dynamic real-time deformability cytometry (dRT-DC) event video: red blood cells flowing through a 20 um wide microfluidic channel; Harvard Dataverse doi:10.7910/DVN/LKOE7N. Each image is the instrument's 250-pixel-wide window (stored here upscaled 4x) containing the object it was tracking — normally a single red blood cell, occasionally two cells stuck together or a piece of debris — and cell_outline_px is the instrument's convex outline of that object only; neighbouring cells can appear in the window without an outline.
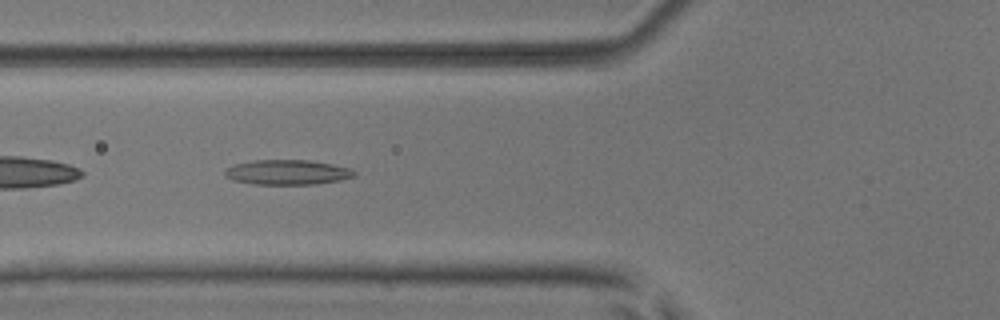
{"species": "common noctule bat (a hibernating species)", "species_latin": "Nyctalus noctula", "temperature_condition": "room temperature", "stored_images_in_passage": 8, "camera_frame_rate_fps": 3000, "um_per_image_px": 0.085, "animal": {"sex": "male", "body_mass_g": 17.9, "forearm_length_mm": 54.2}, "frame": {"image": 1, "passage_image": 5, "time_ms": 1.333, "image_size_px": [1000, 320], "cell_outline_px": [[356, 176], [340, 180], [312, 184], [252, 184], [232, 180], [224, 176], [224, 172], [228, 168], [236, 164], [256, 160], [308, 160], [332, 164], [348, 168], [356, 172]], "centroid_in_image_um": [24.42, 14.64], "position_along_channel_um": 101.4, "area_um2": 18.61}}
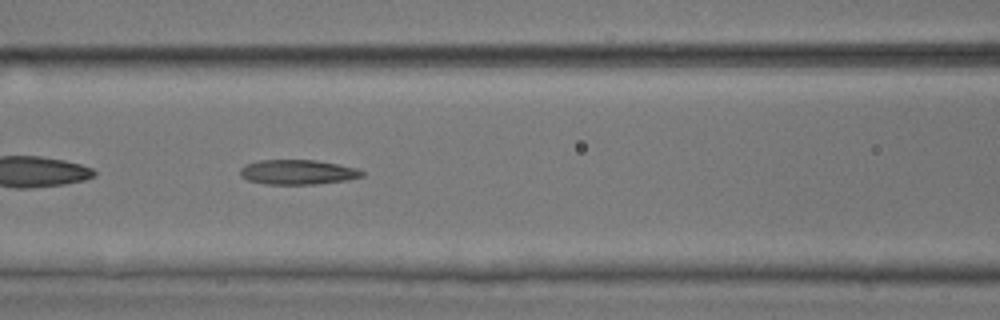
{"frame": {"image": 2, "passage_image": 6, "time_ms": 1.667, "image_size_px": [1000, 320], "cell_outline_px": [[364, 176], [348, 180], [316, 184], [264, 184], [248, 180], [240, 176], [240, 168], [244, 164], [256, 160], [316, 160], [356, 168], [364, 172]], "centroid_in_image_um": [25.27, 14.63], "position_along_channel_um": 141.3, "area_um2": 17.69}}
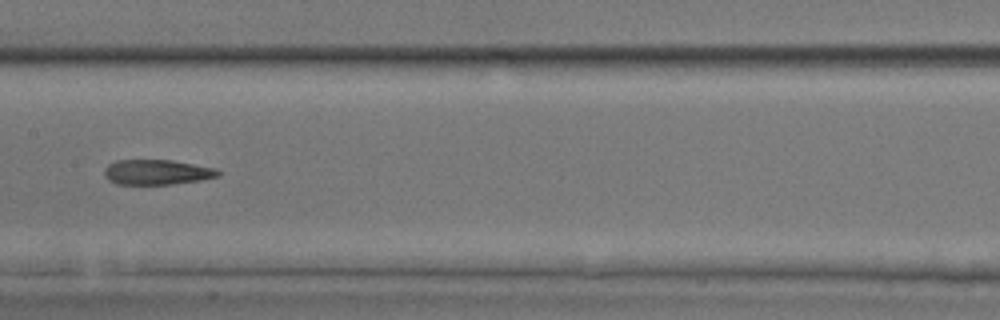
{"frame": {"image": 3, "passage_image": 7, "time_ms": 2.0, "image_size_px": [1000, 320], "cell_outline_px": [[220, 176], [200, 180], [168, 184], [116, 184], [108, 180], [104, 176], [104, 168], [108, 164], [116, 160], [172, 160], [216, 168], [220, 172]], "centroid_in_image_um": [13.31, 14.63], "position_along_channel_um": 194.1, "area_um2": 16.65}}